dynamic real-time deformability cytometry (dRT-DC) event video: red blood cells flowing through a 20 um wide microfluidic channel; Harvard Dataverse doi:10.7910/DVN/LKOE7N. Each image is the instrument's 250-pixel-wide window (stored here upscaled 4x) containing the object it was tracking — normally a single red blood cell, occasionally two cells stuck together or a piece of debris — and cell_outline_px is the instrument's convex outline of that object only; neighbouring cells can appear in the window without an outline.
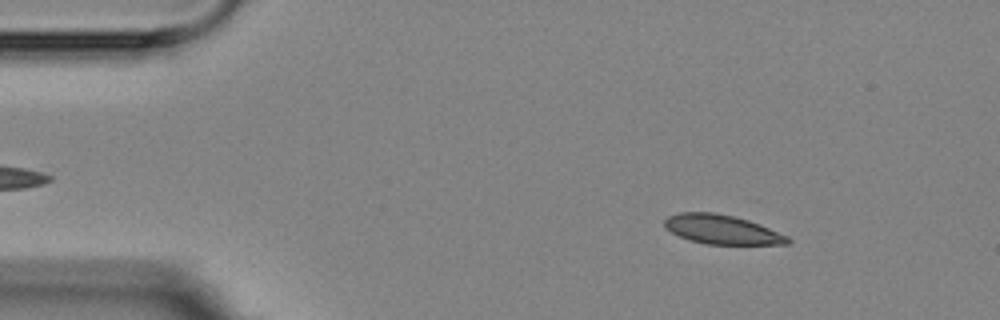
{"species": "Egyptian fruit bat (a non-hibernating species)", "species_latin": "Rousettus aegyptiacus", "temperature_condition": "room temperature", "stored_images_in_passage": 3, "camera_frame_rate_fps": 3000, "um_per_image_px": 0.085, "animal": {"sex": "female"}, "frame": {"image": 1, "passage_image": 1, "time_ms": 0.0, "image_size_px": [1000, 320], "cell_outline_px": [[792, 240], [788, 244], [708, 244], [692, 240], [680, 236], [664, 228], [664, 220], [668, 216], [680, 212], [716, 212], [748, 220], [760, 224], [788, 236]], "centroid_in_image_um": [61.37, 19.5], "position_along_channel_um": 23.6, "area_um2": 20.87}}